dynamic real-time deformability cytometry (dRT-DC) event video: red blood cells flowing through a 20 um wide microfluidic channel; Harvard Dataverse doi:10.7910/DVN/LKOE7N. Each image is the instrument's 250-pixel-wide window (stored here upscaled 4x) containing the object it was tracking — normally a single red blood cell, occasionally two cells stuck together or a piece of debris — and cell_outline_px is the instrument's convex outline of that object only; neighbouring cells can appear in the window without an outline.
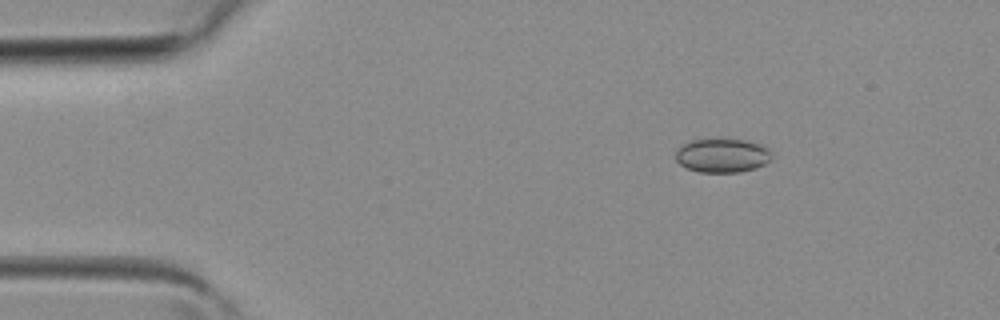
{"species": "common noctule bat (a hibernating species)", "species_latin": "Nyctalus noctula", "temperature_condition": "room temperature", "stored_images_in_passage": 3, "camera_frame_rate_fps": 3000, "um_per_image_px": 0.085, "animal": {"sex": "female", "body_mass_g": 19.3, "forearm_length_mm": 54.1}, "frame": {"image": 1, "passage_image": 1, "time_ms": 0.0, "image_size_px": [1000, 320], "cell_outline_px": [[772, 156], [764, 164], [756, 168], [740, 172], [700, 172], [688, 168], [680, 164], [676, 160], [676, 152], [684, 144], [692, 140], [748, 140], [760, 144], [768, 148], [772, 152]], "centroid_in_image_um": [61.43, 13.23], "position_along_channel_um": 23.6, "area_um2": 18.73}}